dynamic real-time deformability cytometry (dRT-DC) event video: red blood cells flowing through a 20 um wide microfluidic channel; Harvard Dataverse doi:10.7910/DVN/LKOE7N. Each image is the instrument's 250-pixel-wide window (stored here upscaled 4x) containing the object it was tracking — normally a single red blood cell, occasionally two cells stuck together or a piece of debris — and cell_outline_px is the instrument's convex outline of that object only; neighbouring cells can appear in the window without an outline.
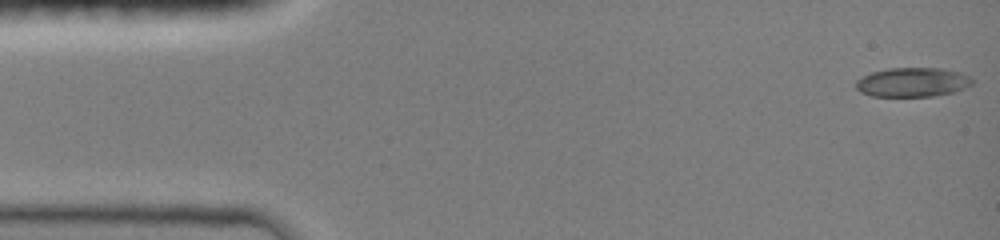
{"species": "common noctule bat (a hibernating species)", "species_latin": "Nyctalus noctula", "temperature_condition": "room temperature", "stored_images_in_passage": 7, "camera_frame_rate_fps": 3000, "um_per_image_px": 0.085, "animal": {"sex": "female", "body_mass_g": 19.0, "forearm_length_mm": 51.5}, "frame": {"image": 1, "passage_image": 1, "time_ms": 0.0, "image_size_px": [1000, 240], "cell_outline_px": [[972, 84], [964, 88], [952, 92], [932, 96], [872, 96], [860, 92], [856, 88], [856, 80], [872, 72], [888, 68], [940, 68], [960, 72], [972, 76]], "centroid_in_image_um": [77.57, 6.98], "position_along_channel_um": 7.4, "area_um2": 19.77}}
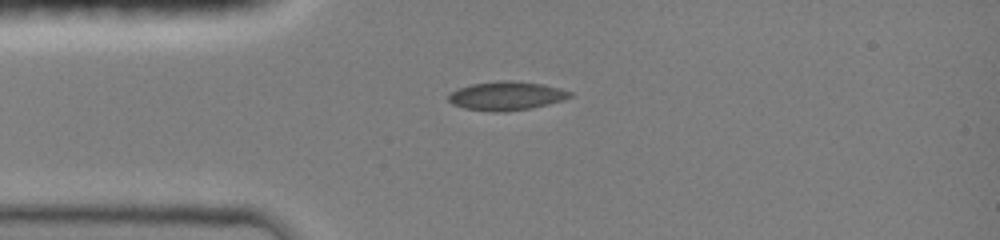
{"frame": {"image": 2, "passage_image": 6, "time_ms": 3.333, "image_size_px": [1000, 240], "cell_outline_px": [[572, 96], [564, 100], [532, 108], [504, 112], [496, 112], [464, 108], [452, 104], [448, 100], [448, 96], [452, 92], [460, 88], [472, 84], [496, 80], [512, 80], [544, 84], [560, 88], [572, 92]], "centroid_in_image_um": [43.07, 8.14], "position_along_channel_um": 41.9, "area_um2": 20.46}}